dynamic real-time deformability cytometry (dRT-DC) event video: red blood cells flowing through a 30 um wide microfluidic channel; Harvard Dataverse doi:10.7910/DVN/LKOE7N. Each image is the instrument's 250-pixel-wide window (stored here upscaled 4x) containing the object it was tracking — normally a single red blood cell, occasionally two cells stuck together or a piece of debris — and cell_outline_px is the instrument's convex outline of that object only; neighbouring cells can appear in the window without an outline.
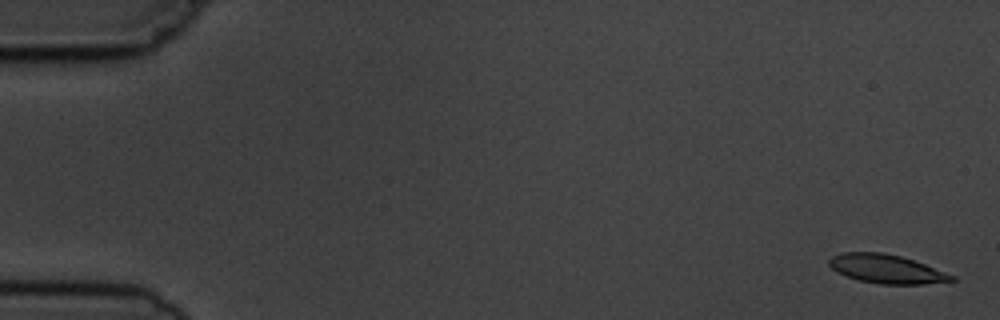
{"species": "common noctule bat (a hibernating species)", "species_latin": "Nyctalus noctula", "temperature_condition": "cold", "stored_images_in_passage": 5, "camera_frame_rate_fps": 3000, "um_per_image_px": 0.085, "animal": {"sex": "male", "body_mass_g": 19.5, "forearm_length_mm": 54.6}, "frame": {"image": 1, "passage_image": 1, "time_ms": 0.0, "image_size_px": [1000, 320], "cell_outline_px": [[956, 280], [924, 284], [880, 284], [860, 280], [836, 272], [828, 264], [828, 260], [832, 256], [840, 252], [880, 252], [900, 256], [924, 264], [956, 276]], "centroid_in_image_um": [75.33, 22.85], "position_along_channel_um": 9.7, "area_um2": 20.4}}
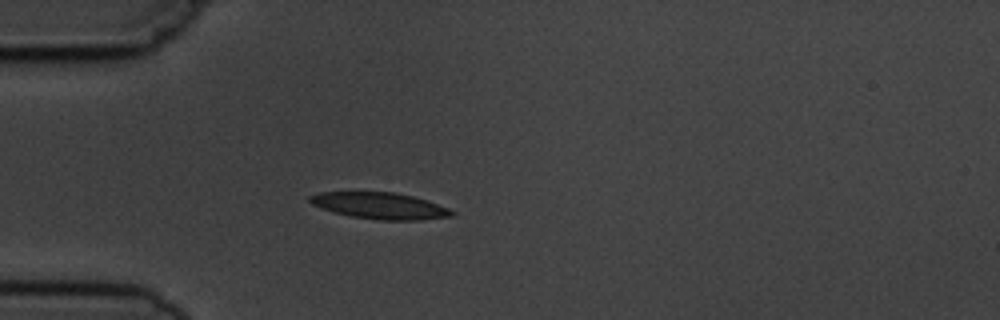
{"frame": {"image": 2, "passage_image": 5, "time_ms": 4.667, "image_size_px": [1000, 320], "cell_outline_px": [[456, 212], [452, 216], [420, 220], [380, 220], [352, 216], [320, 208], [312, 204], [308, 200], [308, 196], [320, 192], [396, 192], [412, 196], [448, 208]], "centroid_in_image_um": [32.27, 17.48], "position_along_channel_um": 52.7, "area_um2": 21.68}}